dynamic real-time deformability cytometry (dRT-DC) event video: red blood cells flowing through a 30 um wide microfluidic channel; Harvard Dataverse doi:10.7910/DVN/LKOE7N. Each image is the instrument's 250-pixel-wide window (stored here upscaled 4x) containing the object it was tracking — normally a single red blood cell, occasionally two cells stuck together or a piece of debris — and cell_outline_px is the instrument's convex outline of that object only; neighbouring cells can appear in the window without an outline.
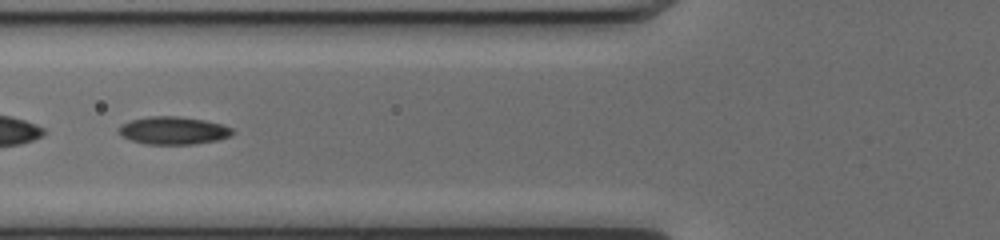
{"species": "common noctule bat (a hibernating species)", "species_latin": "Nyctalus noctula", "temperature_condition": "cold", "stored_images_in_passage": 52, "camera_frame_rate_fps": 3000, "um_per_image_px": 0.085, "animal": {"sex": "female", "body_mass_g": 17.0, "forearm_length_mm": 48.0}, "frame": {"image": 1, "passage_image": 21, "time_ms": 6.667, "image_size_px": [1000, 240], "cell_outline_px": [[236, 132], [232, 136], [216, 140], [192, 144], [144, 144], [120, 136], [116, 132], [116, 128], [120, 124], [132, 120], [152, 116], [176, 116], [204, 120], [220, 124], [232, 128]], "centroid_in_image_um": [14.69, 11.1], "position_along_channel_um": 111.1, "area_um2": 18.5}}
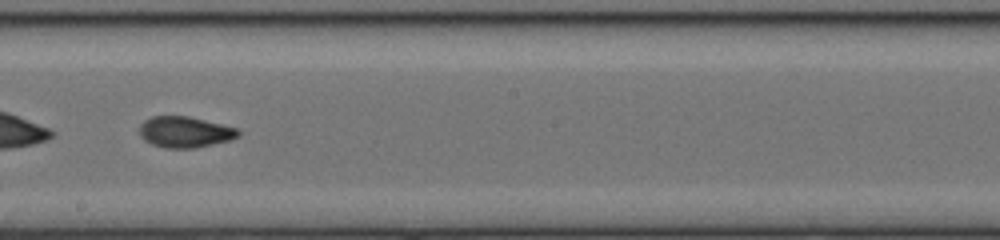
{"frame": {"image": 2, "passage_image": 30, "time_ms": 9.667, "image_size_px": [1000, 240], "cell_outline_px": [[240, 136], [228, 140], [196, 148], [164, 148], [152, 144], [144, 140], [140, 136], [140, 124], [144, 120], [152, 116], [188, 116], [236, 128], [240, 132]], "centroid_in_image_um": [15.68, 11.22], "position_along_channel_um": 232.5, "area_um2": 17.74}}
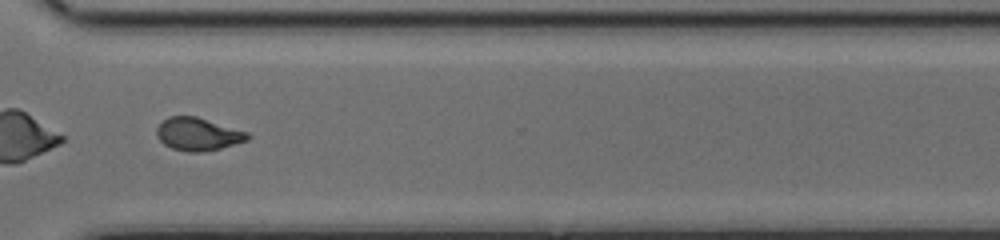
{"frame": {"image": 3, "passage_image": 39, "time_ms": 12.667, "image_size_px": [1000, 240], "cell_outline_px": [[252, 136], [248, 140], [220, 148], [204, 152], [188, 152], [172, 148], [164, 144], [156, 136], [156, 128], [168, 116], [196, 116], [248, 132]], "centroid_in_image_um": [16.83, 11.4], "position_along_channel_um": 353.8, "area_um2": 17.4}, "authors_computed_cell_mechanics": {"area_um2": 17.918, "velocity_mm_per_s": 4.057, "shape_relaxation_time_tau1_ms": 8.3723, "shape_relaxation_time_tau2_ms": 1.3703, "deformation_change_tau1": 0.2094, "deformation_change_tau2": 0.0652}}